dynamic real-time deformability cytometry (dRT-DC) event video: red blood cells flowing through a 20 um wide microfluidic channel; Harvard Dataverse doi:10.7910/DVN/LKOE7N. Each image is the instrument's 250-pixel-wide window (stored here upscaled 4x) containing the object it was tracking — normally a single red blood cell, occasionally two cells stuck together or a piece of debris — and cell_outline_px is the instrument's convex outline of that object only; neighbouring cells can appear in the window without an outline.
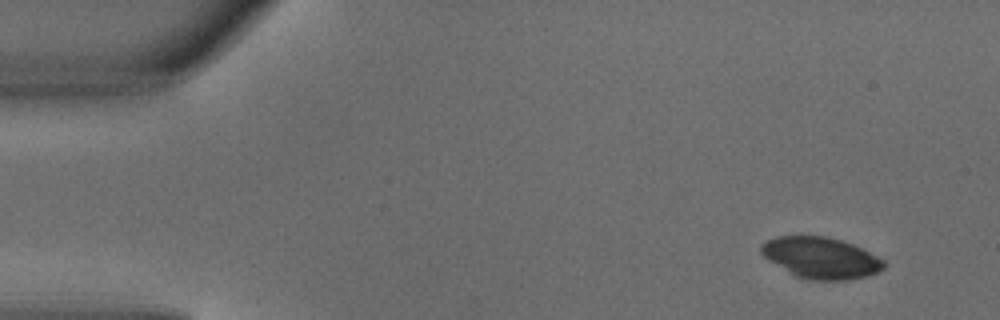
{"species": "common noctule bat (a hibernating species)", "species_latin": "Nyctalus noctula", "temperature_condition": "warm", "stored_images_in_passage": 3, "segment_of_instrument_passage": [2, 2], "camera_frame_rate_fps": 3000, "um_per_image_px": 0.085, "animal": {"sex": "male", "body_mass_g": 18.8}, "frame": {"image": 1, "passage_image": 3, "time_ms": 0.667, "image_size_px": [1000, 320], "cell_outline_px": [[888, 264], [880, 272], [868, 276], [848, 280], [812, 280], [796, 276], [768, 260], [760, 252], [760, 244], [776, 236], [824, 236], [840, 240], [852, 244], [884, 260]], "centroid_in_image_um": [69.79, 21.92], "position_along_channel_um": 15.2, "area_um2": 29.48}}